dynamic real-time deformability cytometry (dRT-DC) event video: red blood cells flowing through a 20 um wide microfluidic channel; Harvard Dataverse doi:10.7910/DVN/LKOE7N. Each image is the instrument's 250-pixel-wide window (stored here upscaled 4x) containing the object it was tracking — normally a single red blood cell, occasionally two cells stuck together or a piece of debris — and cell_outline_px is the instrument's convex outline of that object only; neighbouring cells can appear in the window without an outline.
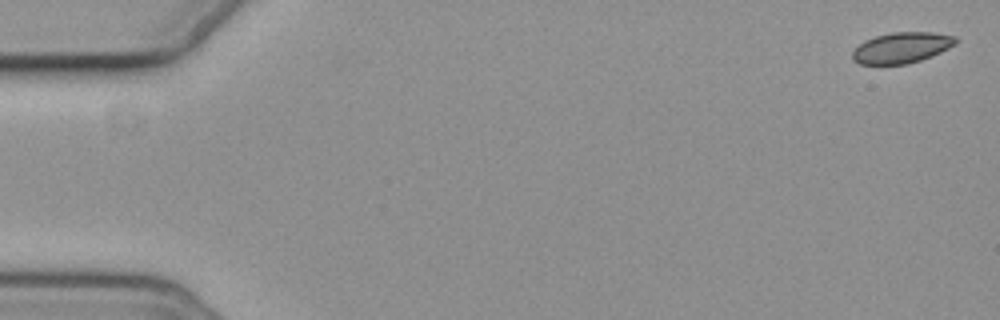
{"species": "common noctule bat (a hibernating species)", "species_latin": "Nyctalus noctula", "temperature_condition": "cold", "stored_images_in_passage": 6, "camera_frame_rate_fps": 3000, "um_per_image_px": 0.085, "animal": {"sex": "female", "body_mass_g": 19.3, "forearm_length_mm": 54.1}, "frame": {"image": 1, "passage_image": 1, "time_ms": 0.0, "image_size_px": [1000, 320], "cell_outline_px": [[960, 40], [956, 44], [932, 56], [908, 64], [860, 64], [852, 60], [852, 52], [864, 40], [876, 36], [892, 32], [932, 32], [956, 36]], "centroid_in_image_um": [76.66, 4.05], "position_along_channel_um": 8.3, "area_um2": 18.61}}
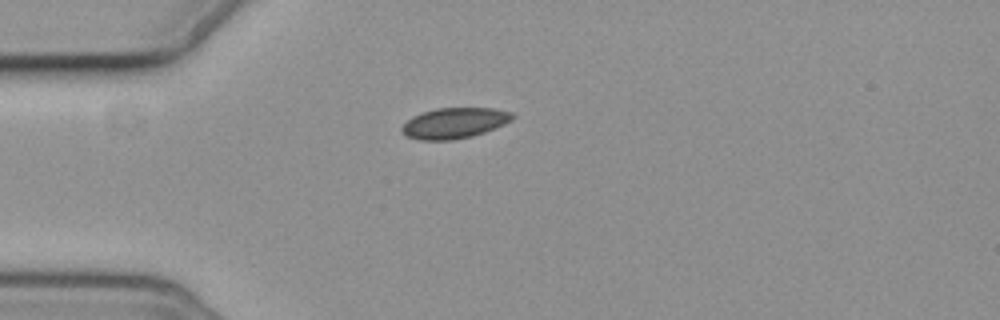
{"frame": {"image": 2, "passage_image": 5, "time_ms": 4.667, "image_size_px": [1000, 320], "cell_outline_px": [[516, 116], [512, 120], [504, 124], [484, 132], [472, 136], [452, 140], [420, 140], [408, 136], [400, 132], [400, 128], [412, 116], [436, 108], [496, 108], [512, 112]], "centroid_in_image_um": [38.63, 10.45], "position_along_channel_um": 46.4, "area_um2": 19.77}}
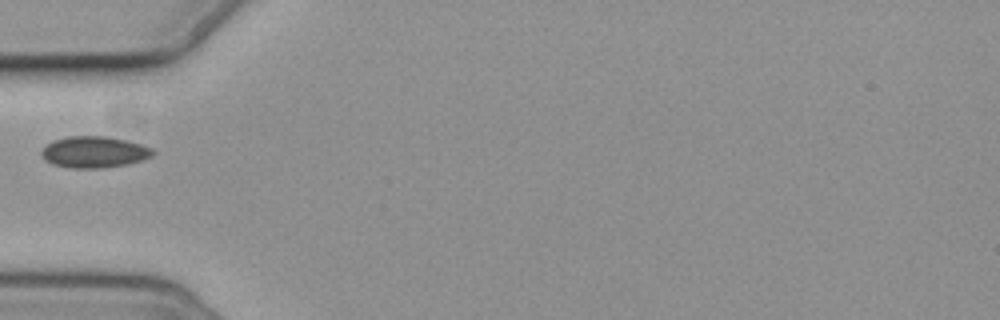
{"frame": {"image": 3, "passage_image": 6, "time_ms": 6.0, "image_size_px": [1000, 320], "cell_outline_px": [[156, 152], [152, 156], [144, 160], [128, 164], [100, 168], [72, 168], [52, 164], [44, 160], [40, 156], [40, 152], [52, 140], [68, 136], [104, 136], [124, 140], [140, 144], [152, 148]], "centroid_in_image_um": [7.99, 12.93], "position_along_channel_um": 77.0, "area_um2": 20.46}}